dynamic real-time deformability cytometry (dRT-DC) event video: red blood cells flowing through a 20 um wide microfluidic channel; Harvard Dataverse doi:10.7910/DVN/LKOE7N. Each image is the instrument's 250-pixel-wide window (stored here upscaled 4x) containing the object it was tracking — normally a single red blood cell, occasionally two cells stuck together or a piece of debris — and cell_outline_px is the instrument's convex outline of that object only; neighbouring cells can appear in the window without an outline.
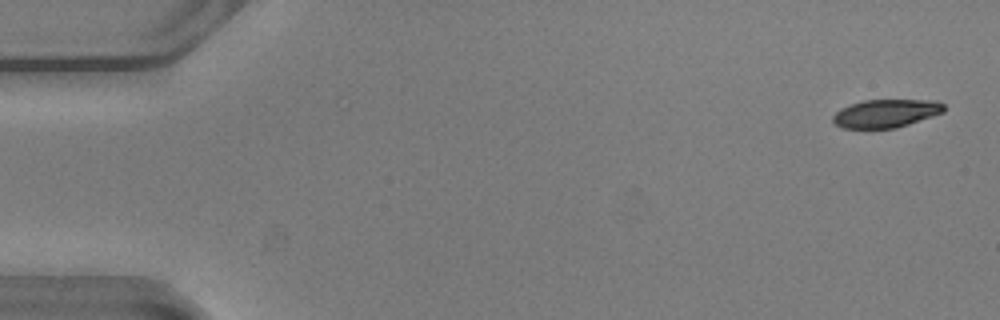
{"species": "common noctule bat (a hibernating species)", "species_latin": "Nyctalus noctula", "temperature_condition": "warm", "stored_images_in_passage": 53, "camera_frame_rate_fps": 3000, "um_per_image_px": 0.085, "animal": {"sex": "male", "body_mass_g": 20.5, "forearm_length_mm": 52.5}, "frame": {"image": 1, "passage_image": 2, "time_ms": 0.333, "image_size_px": [1000, 320], "cell_outline_px": [[944, 112], [896, 128], [844, 128], [836, 124], [832, 120], [832, 116], [840, 108], [864, 100], [936, 100], [944, 104]], "centroid_in_image_um": [75.3, 9.63], "position_along_channel_um": 9.7, "area_um2": 18.09}}
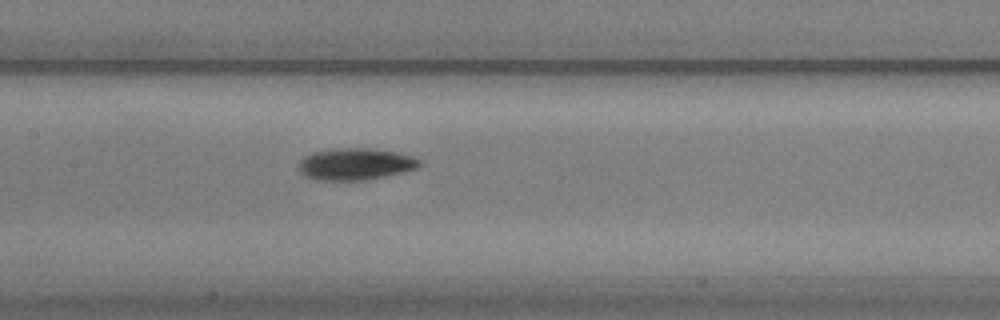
{"frame": {"image": 2, "passage_image": 26, "time_ms": 8.333, "image_size_px": [1000, 320], "cell_outline_px": [[420, 168], [404, 172], [364, 180], [316, 180], [304, 176], [300, 172], [300, 160], [304, 156], [312, 152], [332, 148], [368, 148], [396, 152], [412, 156], [420, 160]], "centroid_in_image_um": [30.2, 13.94], "position_along_channel_um": 177.2, "area_um2": 22.48}}
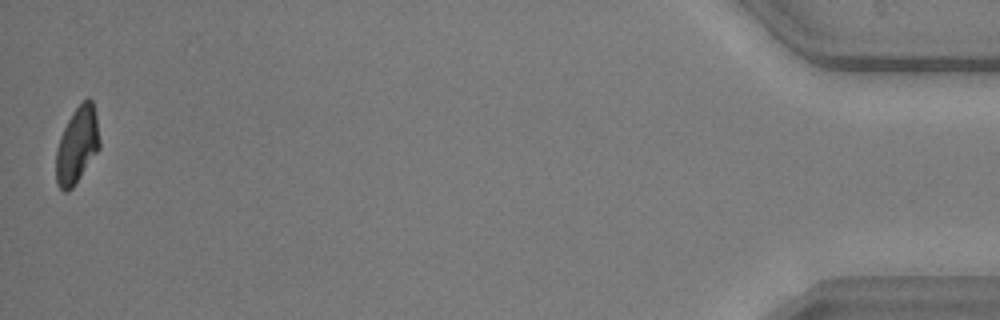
{"frame": {"image": 3, "passage_image": 53, "time_ms": 17.333, "image_size_px": [1000, 320], "cell_outline_px": [[100, 148], [72, 188], [68, 192], [64, 192], [56, 184], [56, 148], [60, 136], [72, 112], [88, 96], [92, 100], [96, 116], [100, 140]], "centroid_in_image_um": [6.54, 12.35], "position_along_channel_um": 428.7, "area_um2": 19.36}, "authors_computed_cell_mechanics": {"area_um2": 20.9236, "velocity_mm_per_s": 3.8165, "shape_relaxation_time_tau1_ms": 2.3379, "shape_relaxation_time_tau2_ms": 4.9231, "deformation_change_tau1": 0.154, "deformation_change_tau2": 0.107}}